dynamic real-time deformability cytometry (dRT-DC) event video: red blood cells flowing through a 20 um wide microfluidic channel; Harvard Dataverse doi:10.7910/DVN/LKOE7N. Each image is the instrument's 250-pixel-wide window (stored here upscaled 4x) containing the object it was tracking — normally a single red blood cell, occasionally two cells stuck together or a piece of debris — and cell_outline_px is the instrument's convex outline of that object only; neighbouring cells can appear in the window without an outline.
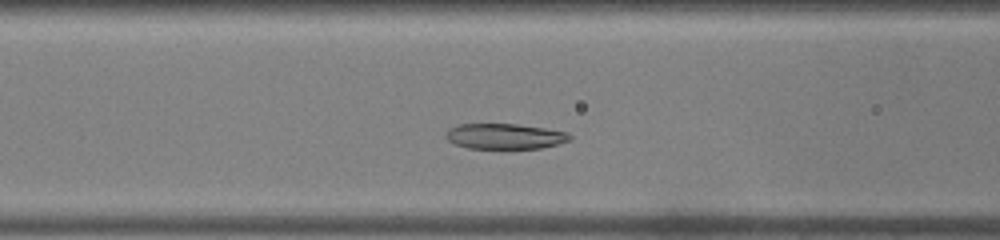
{"species": "common noctule bat (a hibernating species)", "species_latin": "Nyctalus noctula", "temperature_condition": "warm", "stored_images_in_passage": 37, "camera_frame_rate_fps": 3000, "um_per_image_px": 0.085, "animal": {"sex": "male", "body_mass_g": 19.0, "forearm_length_mm": 50.8}, "frame": {"image": 1, "passage_image": 11, "time_ms": 3.333, "image_size_px": [1000, 240], "cell_outline_px": [[572, 140], [540, 148], [504, 152], [468, 148], [456, 144], [448, 140], [444, 136], [452, 128], [460, 124], [516, 124], [544, 128], [568, 132], [572, 136]], "centroid_in_image_um": [42.94, 11.64], "position_along_channel_um": 123.7, "area_um2": 19.19}}
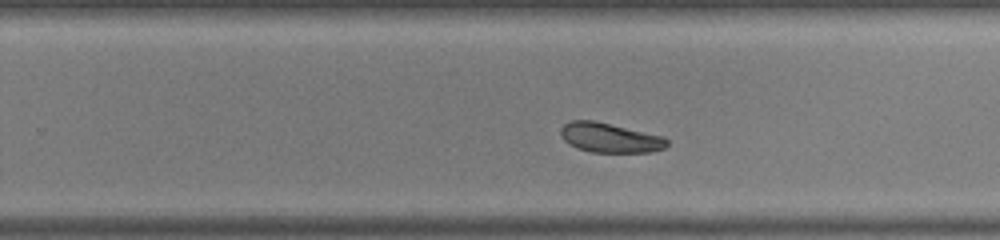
{"frame": {"image": 2, "passage_image": 22, "time_ms": 7.0, "image_size_px": [1000, 240], "cell_outline_px": [[668, 144], [664, 148], [652, 152], [592, 152], [576, 148], [568, 144], [560, 136], [560, 128], [564, 124], [572, 120], [592, 120], [664, 136], [668, 140]], "centroid_in_image_um": [51.82, 11.71], "position_along_channel_um": 278.0, "area_um2": 18.38}}
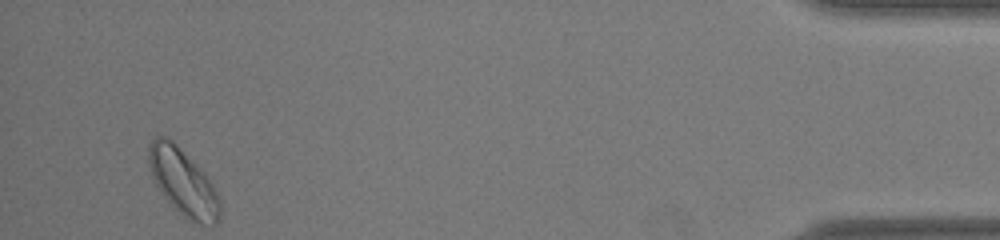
{"frame": {"image": 3, "passage_image": 37, "time_ms": 12.0, "image_size_px": [1000, 240], "cell_outline_px": [[220, 220], [216, 224], [200, 224], [184, 216], [164, 196], [156, 184], [152, 176], [148, 164], [148, 148], [152, 140], [156, 136], [164, 136], [172, 140], [204, 172], [212, 184], [220, 200]], "centroid_in_image_um": [15.56, 15.47], "position_along_channel_um": 419.6, "area_um2": 27.17}, "authors_computed_cell_mechanics": {"area_um2": 19.363, "velocity_mm_per_s": 4.218, "shape_relaxation_time_tau1_ms": 2.216, "shape_relaxation_time_tau2_ms": 6.333, "deformation_change_tau1": 0.0989, "deformation_change_tau2": 0.0801}}